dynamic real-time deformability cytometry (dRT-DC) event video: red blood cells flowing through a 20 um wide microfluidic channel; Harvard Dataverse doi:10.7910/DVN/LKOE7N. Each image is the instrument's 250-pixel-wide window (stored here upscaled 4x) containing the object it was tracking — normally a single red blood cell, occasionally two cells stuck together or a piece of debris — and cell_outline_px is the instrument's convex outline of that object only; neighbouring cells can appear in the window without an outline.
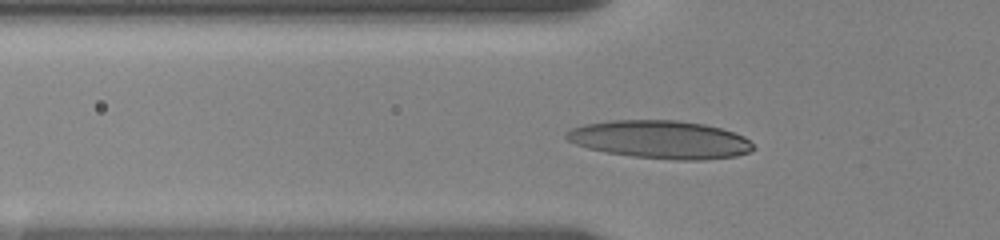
{"species": "human", "species_latin": "Homo sapiens", "temperature_condition": "room temperature", "stored_images_in_passage": 49, "camera_frame_rate_fps": 3000, "um_per_image_px": 0.085, "donor": {"sex": "female"}, "frame": {"image": 1, "passage_image": 2, "time_ms": 0.333, "image_size_px": [1000, 240], "cell_outline_px": [[756, 148], [748, 152], [736, 156], [700, 160], [680, 160], [632, 156], [608, 152], [588, 148], [576, 144], [568, 140], [564, 136], [564, 132], [572, 128], [584, 124], [608, 120], [676, 120], [704, 124], [720, 128], [744, 136]], "centroid_in_image_um": [56.11, 11.85], "position_along_channel_um": 69.7, "area_um2": 41.27}}
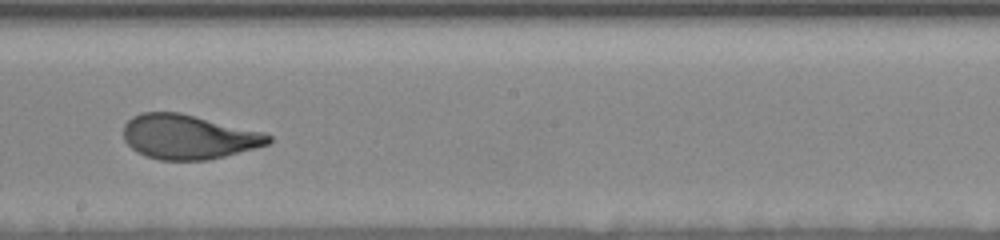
{"frame": {"image": 2, "passage_image": 28, "time_ms": 5.0, "image_size_px": [1000, 240], "cell_outline_px": [[272, 140], [268, 144], [224, 156], [208, 160], [160, 160], [136, 152], [124, 140], [124, 124], [132, 116], [140, 112], [180, 112], [264, 132], [272, 136]], "centroid_in_image_um": [16.0, 11.62], "position_along_channel_um": 232.2, "area_um2": 37.57}}
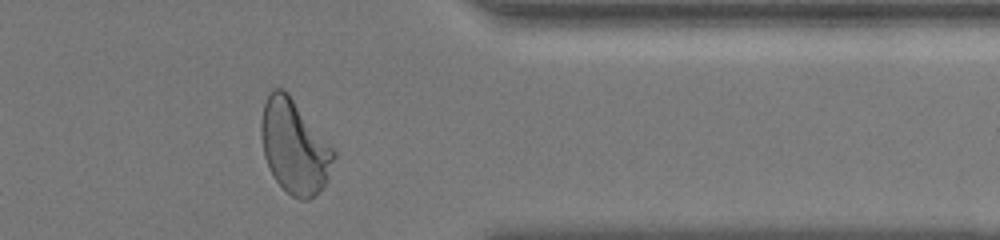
{"frame": {"image": 3, "passage_image": 46, "time_ms": 9.667, "image_size_px": [1000, 240], "cell_outline_px": [[336, 156], [328, 180], [324, 188], [308, 200], [300, 200], [292, 196], [276, 180], [268, 168], [264, 156], [260, 136], [260, 120], [264, 104], [272, 88], [284, 88], [288, 92], [336, 148]], "centroid_in_image_um": [25.06, 12.45], "position_along_channel_um": 386.3, "area_um2": 40.52}, "authors_computed_cell_mechanics": {"area_um2": 38.3214, "velocity_mm_per_s": 3.4925, "shape_relaxation_time_tau1_ms": 4.098, "shape_relaxation_time_tau2_ms": 0.8095, "deformation_change_tau1": 0.1919, "deformation_change_tau2": 0.0607}}